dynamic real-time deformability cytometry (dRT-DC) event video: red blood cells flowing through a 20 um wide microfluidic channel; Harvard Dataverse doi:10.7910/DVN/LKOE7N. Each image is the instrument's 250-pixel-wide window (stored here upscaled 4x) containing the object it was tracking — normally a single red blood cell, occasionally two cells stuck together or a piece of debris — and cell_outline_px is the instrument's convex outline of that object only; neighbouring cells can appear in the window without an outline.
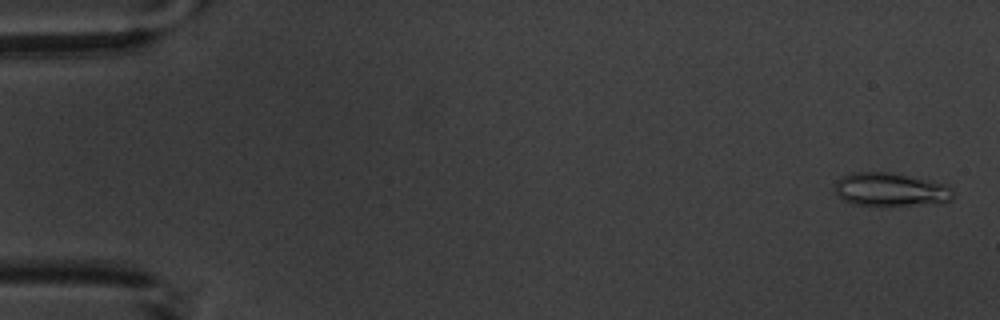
{"species": "common noctule bat (a hibernating species)", "species_latin": "Nyctalus noctula", "temperature_condition": "warm", "stored_images_in_passage": 5, "camera_frame_rate_fps": 3000, "um_per_image_px": 0.085, "animal": {"sex": "male", "body_mass_g": 20.1, "forearm_length_mm": 53.5}, "frame": {"image": 1, "passage_image": 1, "time_ms": 0.0, "image_size_px": [1000, 320], "cell_outline_px": [[952, 200], [884, 208], [880, 208], [852, 204], [844, 200], [836, 192], [836, 180], [840, 176], [852, 172], [892, 172], [932, 180], [948, 184], [952, 188]], "centroid_in_image_um": [75.67, 16.12], "position_along_channel_um": 9.3, "area_um2": 23.7}}
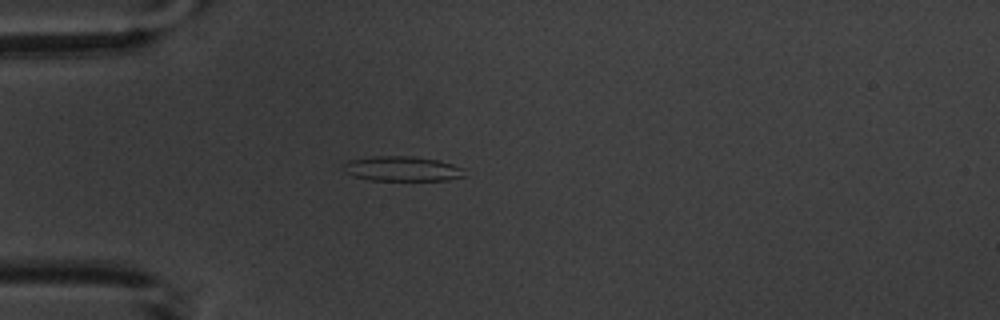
{"frame": {"image": 2, "passage_image": 5, "time_ms": 4.667, "image_size_px": [1000, 320], "cell_outline_px": [[464, 176], [444, 180], [372, 180], [352, 176], [344, 172], [344, 164], [348, 160], [372, 156], [412, 156], [436, 160], [452, 164], [464, 168]], "centroid_in_image_um": [34.15, 14.34], "position_along_channel_um": 50.9, "area_um2": 17.46}}